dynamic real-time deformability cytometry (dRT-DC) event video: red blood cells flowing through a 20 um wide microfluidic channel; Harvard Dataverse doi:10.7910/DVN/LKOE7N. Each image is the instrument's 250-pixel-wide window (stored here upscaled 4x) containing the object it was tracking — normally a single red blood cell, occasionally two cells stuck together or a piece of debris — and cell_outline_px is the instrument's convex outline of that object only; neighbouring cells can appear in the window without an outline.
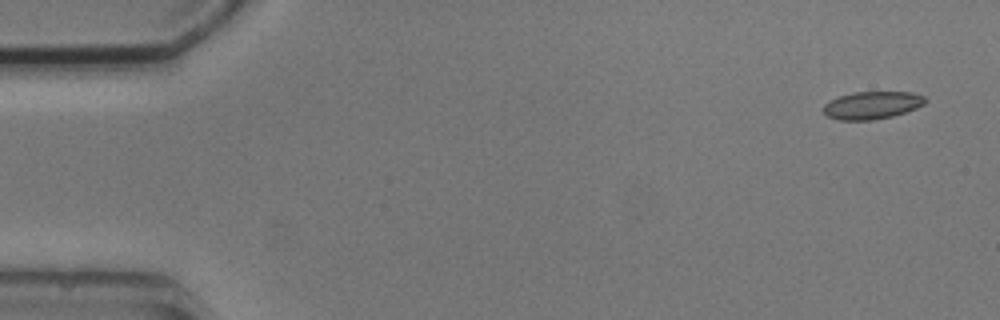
{"species": "common noctule bat (a hibernating species)", "species_latin": "Nyctalus noctula", "temperature_condition": "cold", "stored_images_in_passage": 6, "camera_frame_rate_fps": 3000, "um_per_image_px": 0.085, "animal": {"sex": "male", "body_mass_g": 20.5, "forearm_length_mm": 52.5}, "frame": {"image": 1, "passage_image": 1, "time_ms": 0.0, "image_size_px": [1000, 320], "cell_outline_px": [[928, 100], [924, 104], [916, 108], [892, 116], [872, 120], [840, 120], [828, 116], [824, 112], [824, 104], [840, 96], [852, 92], [912, 92], [924, 96]], "centroid_in_image_um": [74.15, 8.94], "position_along_channel_um": 10.8, "area_um2": 16.24}}